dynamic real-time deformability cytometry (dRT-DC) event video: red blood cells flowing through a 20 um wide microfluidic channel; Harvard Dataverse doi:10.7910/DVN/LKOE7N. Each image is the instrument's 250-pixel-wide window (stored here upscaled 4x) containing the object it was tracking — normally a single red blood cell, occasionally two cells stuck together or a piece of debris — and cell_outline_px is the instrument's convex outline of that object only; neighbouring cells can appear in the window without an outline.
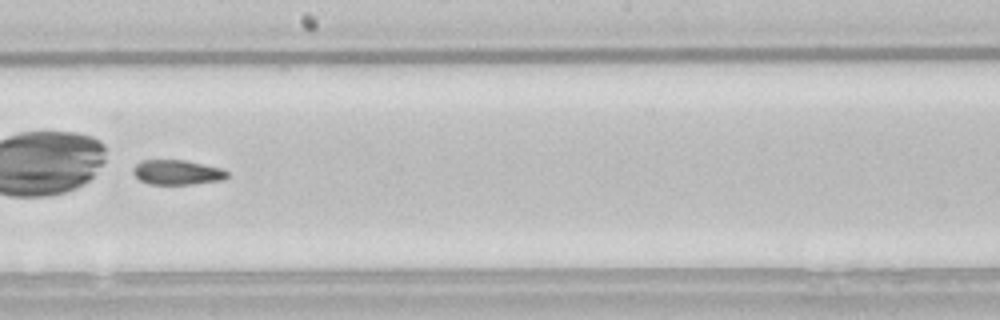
{"species": "common noctule bat (a hibernating species)", "species_latin": "Nyctalus noctula", "temperature_condition": "room temperature", "stored_images_in_passage": 52, "camera_frame_rate_fps": 3000, "um_per_image_px": 0.085, "animal": {"sex": "male", "body_mass_g": 21.5, "forearm_length_mm": 52.0}, "frame": {"image": 1, "passage_image": 31, "time_ms": 10.0, "image_size_px": [1000, 320], "cell_outline_px": [[228, 176], [224, 180], [192, 184], [148, 184], [140, 180], [132, 172], [132, 168], [140, 160], [184, 160], [220, 168], [228, 172]], "centroid_in_image_um": [15.03, 14.65], "position_along_channel_um": 233.2, "area_um2": 13.58}, "authors_computed_cell_mechanics": {"area_um2": 27.1082, "velocity_mm_per_s": 3.8329, "shape_relaxation_time_tau1_ms": 4.0989, "shape_relaxation_time_tau2_ms": 9.7175, "deformation_change_tau1": 0.1816, "deformation_change_tau2": 0.1146}}